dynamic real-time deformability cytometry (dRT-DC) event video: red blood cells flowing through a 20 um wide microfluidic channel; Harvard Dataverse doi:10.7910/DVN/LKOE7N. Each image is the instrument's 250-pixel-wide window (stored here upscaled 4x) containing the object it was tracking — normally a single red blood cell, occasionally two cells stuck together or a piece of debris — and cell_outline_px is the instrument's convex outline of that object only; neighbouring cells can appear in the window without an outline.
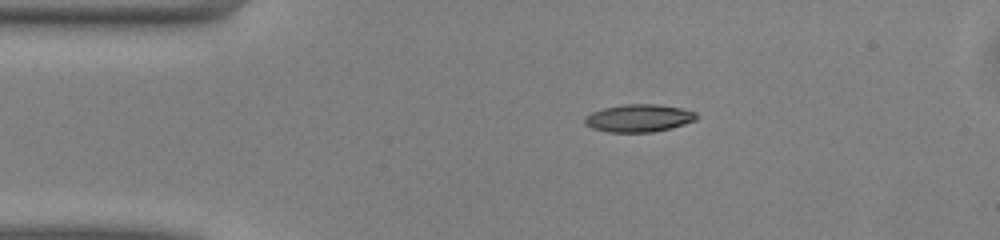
{"species": "common noctule bat (a hibernating species)", "species_latin": "Nyctalus noctula", "temperature_condition": "warm", "stored_images_in_passage": 41, "camera_frame_rate_fps": 3000, "um_per_image_px": 0.085, "animal": {"sex": "male", "body_mass_g": 13.0, "forearm_length_mm": 53.1}, "frame": {"image": 1, "passage_image": 1, "time_ms": 0.0, "image_size_px": [1000, 240], "cell_outline_px": [[700, 116], [696, 120], [672, 128], [652, 132], [608, 132], [592, 128], [584, 124], [584, 116], [592, 112], [604, 108], [624, 104], [656, 104], [680, 108], [696, 112]], "centroid_in_image_um": [54.3, 10.04], "position_along_channel_um": 30.7, "area_um2": 18.09}}
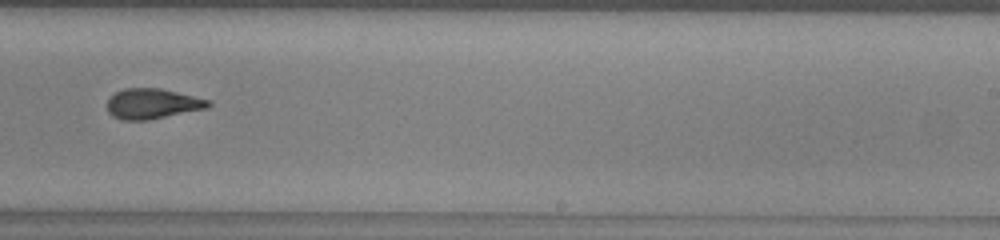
{"frame": {"image": 2, "passage_image": 22, "time_ms": 7.0, "image_size_px": [1000, 240], "cell_outline_px": [[212, 104], [208, 108], [148, 120], [120, 120], [112, 116], [108, 112], [108, 96], [124, 88], [160, 88], [212, 100]], "centroid_in_image_um": [12.96, 8.81], "position_along_channel_um": 276.0, "area_um2": 18.03}}
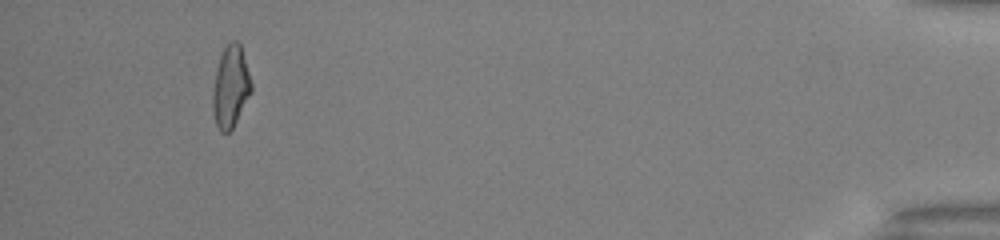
{"frame": {"image": 3, "passage_image": 38, "time_ms": 12.333, "image_size_px": [1000, 240], "cell_outline_px": [[252, 92], [232, 128], [228, 132], [220, 132], [216, 124], [212, 112], [212, 92], [216, 68], [220, 56], [224, 48], [232, 40], [236, 40], [240, 44], [252, 84]], "centroid_in_image_um": [19.58, 7.38], "position_along_channel_um": 415.6, "area_um2": 18.32}, "authors_computed_cell_mechanics": {"area_um2": 18.0914, "velocity_mm_per_s": 4.1007, "shape_relaxation_time_tau1_ms": 3.9635, "shape_relaxation_time_tau2_ms": 2.041, "deformation_change_tau1": 0.1722, "deformation_change_tau2": 0.0986}}